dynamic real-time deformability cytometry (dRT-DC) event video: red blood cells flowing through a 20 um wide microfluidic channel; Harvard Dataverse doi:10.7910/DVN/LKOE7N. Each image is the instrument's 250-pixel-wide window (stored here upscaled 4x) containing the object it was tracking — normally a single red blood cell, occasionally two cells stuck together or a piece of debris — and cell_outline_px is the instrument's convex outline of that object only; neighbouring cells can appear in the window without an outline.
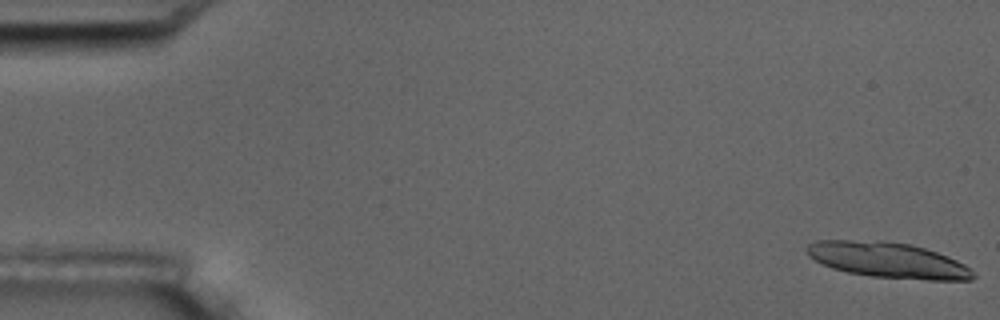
{"species": "common noctule bat (a hibernating species)", "species_latin": "Nyctalus noctula", "temperature_condition": "room temperature", "stored_images_in_passage": 6, "segment_of_instrument_passage": [1, 2], "camera_frame_rate_fps": 3000, "um_per_image_px": 0.085, "animal": {"sex": "male", "body_mass_g": 17.5, "forearm_length_mm": 52.3}, "frame": {"image": 1, "passage_image": 1, "time_ms": 0.0, "image_size_px": [1000, 320], "cell_outline_px": [[976, 276], [972, 280], [928, 280], [868, 276], [848, 272], [832, 268], [808, 256], [804, 248], [808, 244], [816, 240], [880, 240], [912, 244], [936, 252], [956, 260], [964, 264]], "centroid_in_image_um": [75.44, 22.1], "position_along_channel_um": 9.6, "area_um2": 34.51}}